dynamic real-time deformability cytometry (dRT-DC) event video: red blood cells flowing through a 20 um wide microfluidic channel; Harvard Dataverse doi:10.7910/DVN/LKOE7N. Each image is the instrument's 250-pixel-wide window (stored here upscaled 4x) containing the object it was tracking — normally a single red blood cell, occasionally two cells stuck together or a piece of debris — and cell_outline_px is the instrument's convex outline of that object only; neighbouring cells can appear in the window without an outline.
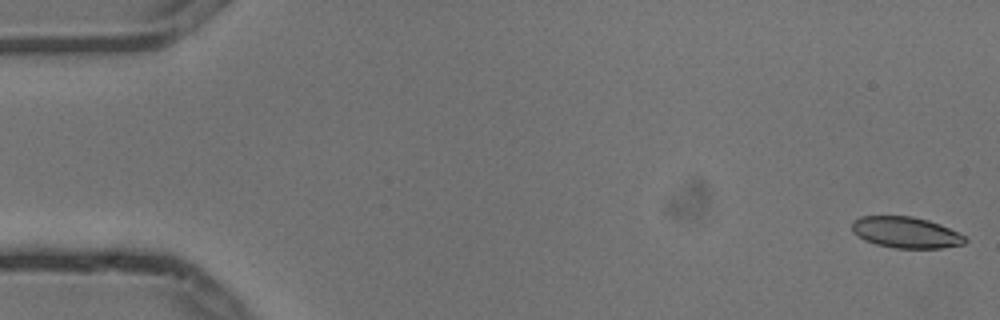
{"species": "common noctule bat (a hibernating species)", "species_latin": "Nyctalus noctula", "temperature_condition": "cold", "stored_images_in_passage": 6, "camera_frame_rate_fps": 3000, "um_per_image_px": 0.085, "animal": {"sex": "male", "body_mass_g": 13.3}, "frame": {"image": 1, "passage_image": 1, "time_ms": 0.0, "image_size_px": [1000, 320], "cell_outline_px": [[968, 240], [964, 244], [940, 248], [896, 248], [876, 244], [864, 240], [852, 232], [852, 220], [860, 216], [912, 216], [928, 220], [940, 224], [964, 236]], "centroid_in_image_um": [76.96, 19.75], "position_along_channel_um": 8.0, "area_um2": 20.52}}
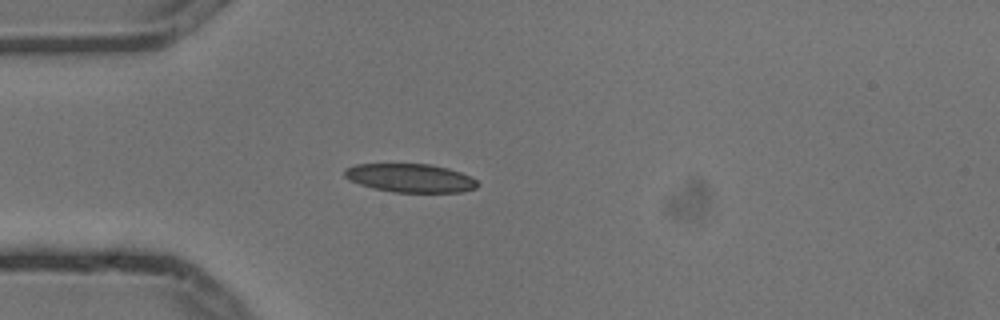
{"frame": {"image": 2, "passage_image": 5, "time_ms": 1.333, "image_size_px": [1000, 320], "cell_outline_px": [[480, 184], [476, 188], [460, 192], [392, 192], [372, 188], [348, 180], [344, 176], [344, 168], [356, 164], [432, 164], [448, 168], [460, 172], [476, 180]], "centroid_in_image_um": [34.85, 15.13], "position_along_channel_um": 50.2, "area_um2": 22.2}}